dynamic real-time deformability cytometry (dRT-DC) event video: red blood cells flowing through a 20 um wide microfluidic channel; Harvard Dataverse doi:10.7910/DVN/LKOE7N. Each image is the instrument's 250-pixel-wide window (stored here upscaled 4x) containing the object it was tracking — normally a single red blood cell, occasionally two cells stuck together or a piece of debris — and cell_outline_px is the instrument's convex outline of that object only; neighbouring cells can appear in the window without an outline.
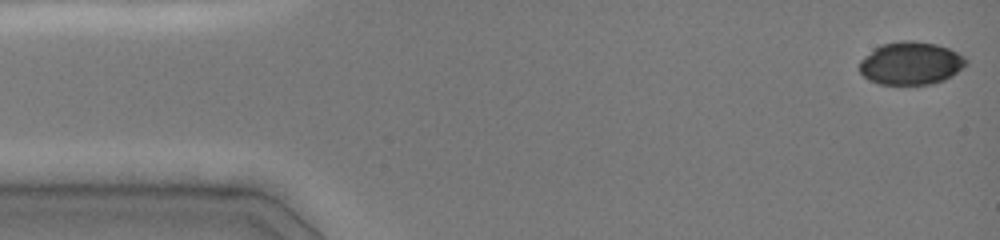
{"species": "common noctule bat (a hibernating species)", "species_latin": "Nyctalus noctula", "temperature_condition": "cold", "stored_images_in_passage": 45, "camera_frame_rate_fps": 3000, "um_per_image_px": 0.085, "animal": {"sex": "female", "body_mass_g": 19.0, "forearm_length_mm": 51.5}, "frame": {"image": 1, "passage_image": 1, "time_ms": 0.0, "image_size_px": [1000, 240], "cell_outline_px": [[968, 64], [952, 76], [944, 80], [932, 84], [880, 84], [868, 80], [860, 72], [860, 60], [864, 56], [880, 44], [900, 40], [912, 40], [936, 44], [948, 48], [964, 56], [968, 60]], "centroid_in_image_um": [77.43, 5.37], "position_along_channel_um": 7.6, "area_um2": 26.82}}
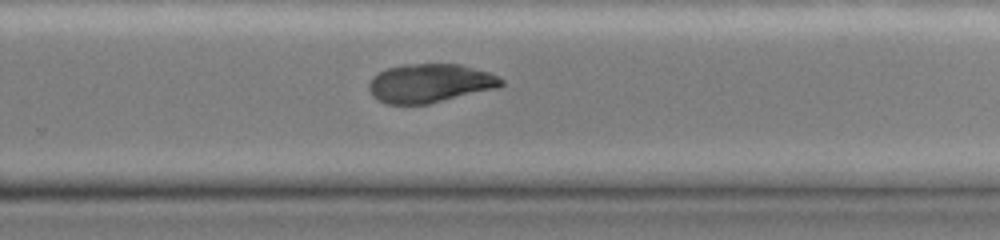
{"frame": {"image": 2, "passage_image": 31, "time_ms": 10.0, "image_size_px": [1000, 240], "cell_outline_px": [[504, 84], [496, 88], [428, 104], [388, 104], [372, 96], [368, 88], [368, 84], [372, 76], [388, 68], [404, 64], [460, 64], [488, 72], [500, 76], [504, 80]], "centroid_in_image_um": [36.54, 7.07], "position_along_channel_um": 293.3, "area_um2": 29.82}}
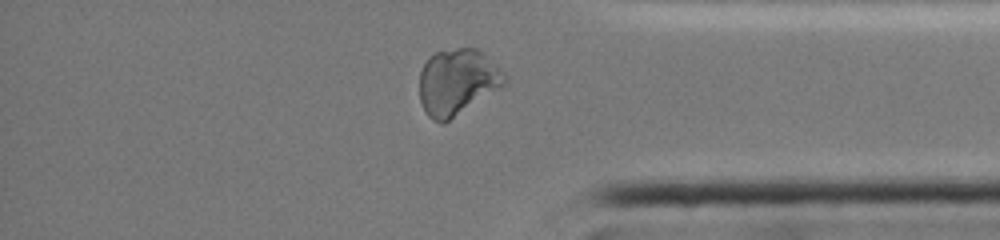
{"frame": {"image": 3, "passage_image": 39, "time_ms": 12.667, "image_size_px": [1000, 240], "cell_outline_px": [[508, 84], [444, 124], [440, 124], [432, 120], [424, 112], [420, 100], [420, 72], [428, 56], [436, 52], [456, 48], [476, 48], [484, 52], [508, 76]], "centroid_in_image_um": [38.9, 6.98], "position_along_channel_um": 396.3, "area_um2": 33.52}}